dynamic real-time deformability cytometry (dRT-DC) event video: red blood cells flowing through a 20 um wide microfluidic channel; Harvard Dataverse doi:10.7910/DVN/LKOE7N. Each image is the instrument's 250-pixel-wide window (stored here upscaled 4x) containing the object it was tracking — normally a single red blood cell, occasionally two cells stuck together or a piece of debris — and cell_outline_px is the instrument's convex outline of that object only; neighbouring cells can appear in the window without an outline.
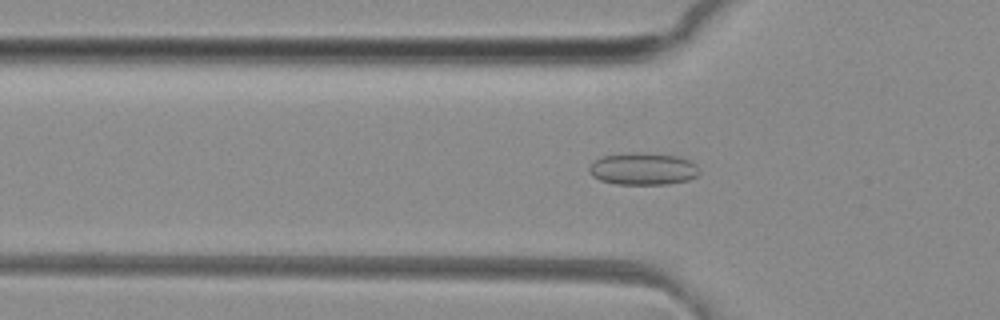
{"species": "common noctule bat (a hibernating species)", "species_latin": "Nyctalus noctula", "temperature_condition": "room temperature", "stored_images_in_passage": 42, "camera_frame_rate_fps": 3000, "um_per_image_px": 0.085, "animal": {"sex": "female", "body_mass_g": 29.2, "forearm_length_mm": 56.3}, "frame": {"image": 1, "passage_image": 8, "time_ms": 2.333, "image_size_px": [1000, 320], "cell_outline_px": [[700, 172], [696, 176], [688, 180], [668, 184], [616, 184], [600, 180], [592, 176], [588, 172], [588, 168], [592, 160], [600, 156], [624, 152], [648, 152], [676, 156], [688, 160], [696, 164]], "centroid_in_image_um": [54.59, 14.33], "position_along_channel_um": 71.2, "area_um2": 21.1}}
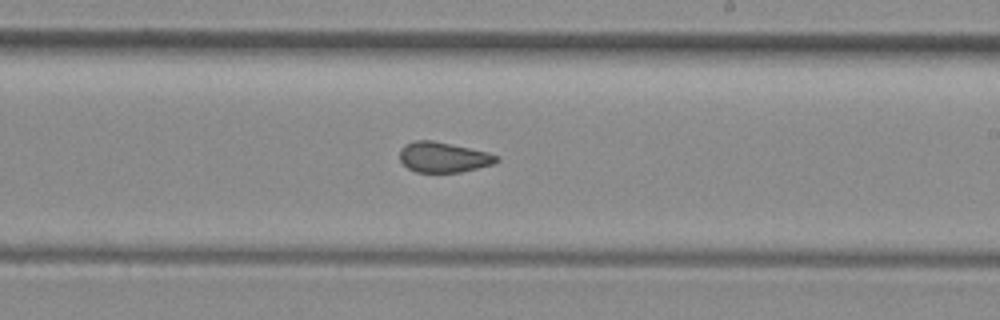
{"frame": {"image": 2, "passage_image": 21, "time_ms": 6.667, "image_size_px": [1000, 320], "cell_outline_px": [[500, 160], [492, 164], [460, 172], [416, 172], [408, 168], [400, 160], [400, 148], [404, 144], [416, 140], [432, 140], [488, 152], [500, 156]], "centroid_in_image_um": [37.68, 13.35], "position_along_channel_um": 251.3, "area_um2": 17.05}}
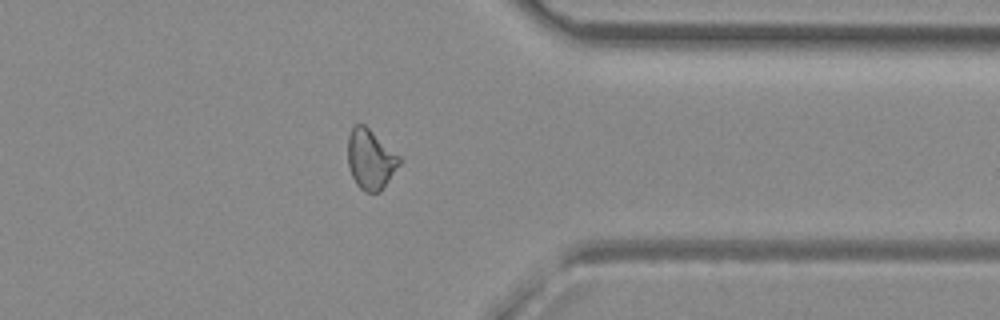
{"frame": {"image": 3, "passage_image": 31, "time_ms": 10.0, "image_size_px": [1000, 320], "cell_outline_px": [[400, 164], [380, 192], [364, 192], [356, 184], [348, 168], [348, 136], [352, 128], [356, 124], [364, 124], [400, 156]], "centroid_in_image_um": [31.48, 13.55], "position_along_channel_um": 379.9, "area_um2": 17.92}, "authors_computed_cell_mechanics": {"area_um2": 17.9758, "velocity_mm_per_s": 4.1463, "shape_relaxation_time_tau1_ms": null, "shape_relaxation_time_tau2_ms": 1.6948, "deformation_change_tau1": null, "deformation_change_tau2": 0.0818}}